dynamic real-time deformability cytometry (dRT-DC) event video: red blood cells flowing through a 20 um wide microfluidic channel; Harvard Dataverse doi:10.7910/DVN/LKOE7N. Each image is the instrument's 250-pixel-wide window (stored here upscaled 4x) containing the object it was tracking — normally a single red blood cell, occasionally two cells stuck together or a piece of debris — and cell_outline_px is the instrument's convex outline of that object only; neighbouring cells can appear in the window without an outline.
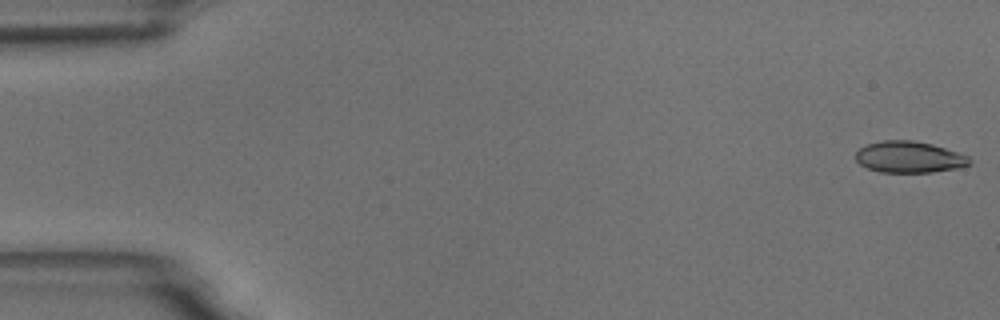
{"species": "common noctule bat (a hibernating species)", "species_latin": "Nyctalus noctula", "temperature_condition": "room temperature", "stored_images_in_passage": 6, "camera_frame_rate_fps": 3000, "um_per_image_px": 0.085, "animal": {"sex": "male", "body_mass_g": 18.8}, "frame": {"image": 1, "passage_image": 1, "time_ms": 0.0, "image_size_px": [1000, 320], "cell_outline_px": [[972, 164], [956, 168], [932, 172], [880, 172], [868, 168], [860, 164], [856, 160], [856, 152], [860, 148], [868, 144], [884, 140], [912, 140], [932, 144], [968, 156], [972, 160]], "centroid_in_image_um": [77.29, 13.35], "position_along_channel_um": 7.7, "area_um2": 20.69}}
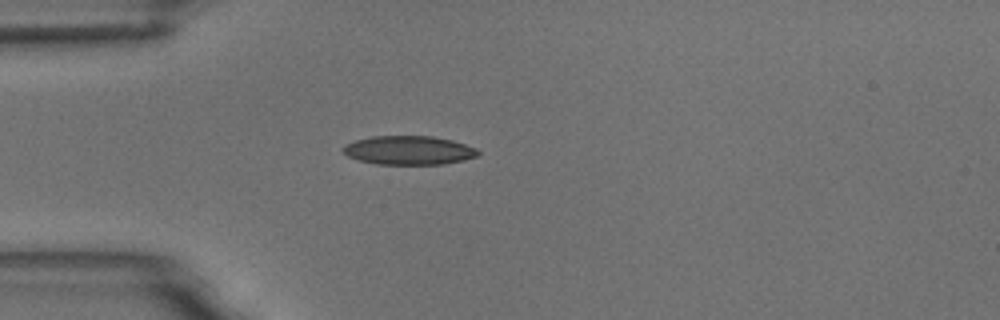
{"frame": {"image": 2, "passage_image": 5, "time_ms": 4.667, "image_size_px": [1000, 320], "cell_outline_px": [[480, 152], [476, 156], [464, 160], [444, 164], [376, 164], [360, 160], [348, 156], [340, 148], [344, 144], [356, 140], [372, 136], [432, 136], [452, 140], [476, 148]], "centroid_in_image_um": [34.73, 12.77], "position_along_channel_um": 50.3, "area_um2": 22.66}}